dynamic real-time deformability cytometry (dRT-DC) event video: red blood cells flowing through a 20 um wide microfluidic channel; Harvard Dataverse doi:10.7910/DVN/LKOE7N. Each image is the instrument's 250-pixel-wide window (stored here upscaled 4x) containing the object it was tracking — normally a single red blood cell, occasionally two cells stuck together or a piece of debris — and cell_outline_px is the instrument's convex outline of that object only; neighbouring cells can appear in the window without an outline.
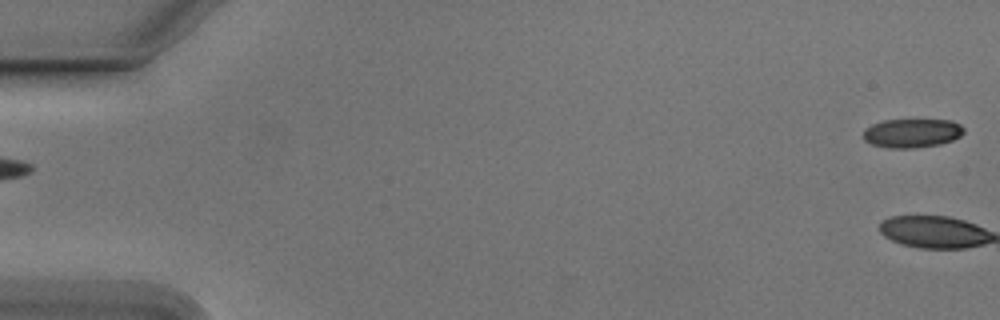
{"species": "Egyptian fruit bat (a non-hibernating species)", "species_latin": "Rousettus aegyptiacus", "temperature_condition": "cold", "stored_images_in_passage": 8, "camera_frame_rate_fps": 3000, "um_per_image_px": 0.085, "animal": {"sex": "male"}, "frame": {"image": 1, "passage_image": 1, "time_ms": 0.0, "image_size_px": [1000, 320], "cell_outline_px": [[964, 132], [960, 136], [952, 140], [940, 144], [916, 148], [888, 148], [872, 144], [864, 140], [864, 132], [872, 124], [884, 120], [952, 120], [960, 124], [964, 128]], "centroid_in_image_um": [77.55, 11.32], "position_along_channel_um": 7.4, "area_um2": 16.88}}